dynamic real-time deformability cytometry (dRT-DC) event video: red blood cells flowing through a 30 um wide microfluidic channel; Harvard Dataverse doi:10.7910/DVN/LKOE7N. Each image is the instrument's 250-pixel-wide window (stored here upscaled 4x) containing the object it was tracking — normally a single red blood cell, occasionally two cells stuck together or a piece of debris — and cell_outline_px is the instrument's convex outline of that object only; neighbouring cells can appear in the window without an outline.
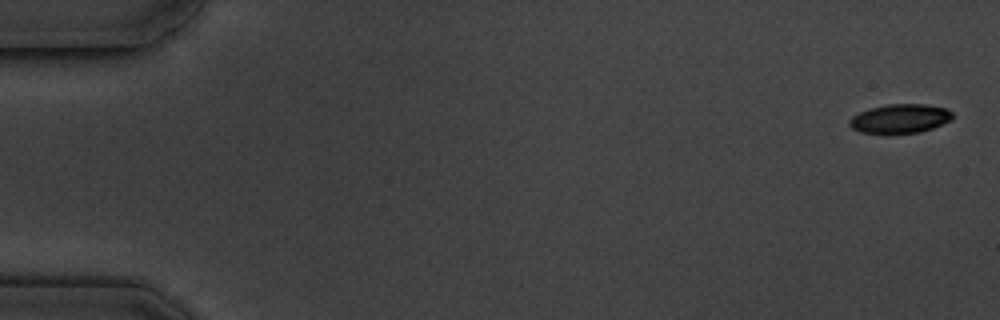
{"species": "common noctule bat (a hibernating species)", "species_latin": "Nyctalus noctula", "temperature_condition": "cold", "stored_images_in_passage": 4, "camera_frame_rate_fps": 3000, "um_per_image_px": 0.085, "animal": {"sex": "male", "body_mass_g": 19.5, "forearm_length_mm": 54.6}, "frame": {"image": 1, "passage_image": 1, "time_ms": 0.0, "image_size_px": [1000, 320], "cell_outline_px": [[952, 120], [932, 128], [920, 132], [860, 132], [852, 128], [848, 124], [848, 120], [852, 116], [860, 112], [872, 108], [888, 104], [924, 104], [948, 108], [952, 112]], "centroid_in_image_um": [76.53, 10.06], "position_along_channel_um": 8.5, "area_um2": 17.17}}